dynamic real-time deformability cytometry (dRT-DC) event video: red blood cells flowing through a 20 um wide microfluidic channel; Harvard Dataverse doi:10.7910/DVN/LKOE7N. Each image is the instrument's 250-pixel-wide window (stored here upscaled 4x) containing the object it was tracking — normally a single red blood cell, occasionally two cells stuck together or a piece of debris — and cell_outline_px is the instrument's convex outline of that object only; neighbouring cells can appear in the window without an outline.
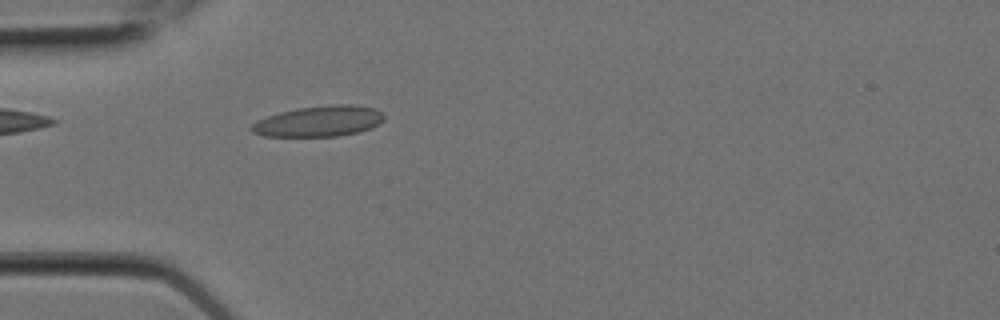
{"species": "Egyptian fruit bat (a non-hibernating species)", "species_latin": "Rousettus aegyptiacus", "temperature_condition": "room temperature", "stored_images_in_passage": 6, "camera_frame_rate_fps": 3000, "um_per_image_px": 0.085, "animal": {"sex": "female"}, "frame": {"image": 1, "passage_image": 6, "time_ms": 1.667, "image_size_px": [1000, 320], "cell_outline_px": [[384, 120], [380, 124], [372, 128], [340, 136], [264, 136], [252, 132], [248, 128], [256, 120], [280, 112], [300, 108], [336, 104], [352, 104], [372, 108], [384, 112]], "centroid_in_image_um": [27.12, 10.31], "position_along_channel_um": 57.9, "area_um2": 23.76}}